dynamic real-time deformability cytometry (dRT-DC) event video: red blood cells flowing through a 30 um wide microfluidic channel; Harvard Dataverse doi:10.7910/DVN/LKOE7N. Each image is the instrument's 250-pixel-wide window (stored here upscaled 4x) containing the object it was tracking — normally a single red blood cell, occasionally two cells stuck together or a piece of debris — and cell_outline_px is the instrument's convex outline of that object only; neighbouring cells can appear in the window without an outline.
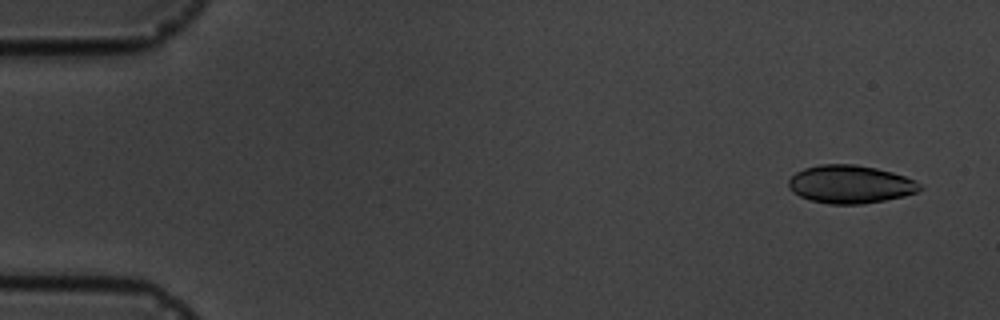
{"species": "common noctule bat (a hibernating species)", "species_latin": "Nyctalus noctula", "temperature_condition": "cold", "stored_images_in_passage": 6, "camera_frame_rate_fps": 3000, "um_per_image_px": 0.085, "animal": {"sex": "male", "body_mass_g": 19.5, "forearm_length_mm": 54.6}, "frame": {"image": 1, "passage_image": 1, "time_ms": 0.0, "image_size_px": [1000, 320], "cell_outline_px": [[924, 188], [916, 192], [904, 196], [884, 200], [860, 204], [828, 204], [812, 200], [800, 196], [792, 192], [788, 188], [788, 180], [796, 172], [804, 168], [820, 164], [856, 164], [876, 168], [892, 172], [916, 180]], "centroid_in_image_um": [72.27, 15.66], "position_along_channel_um": 12.7, "area_um2": 29.19}}
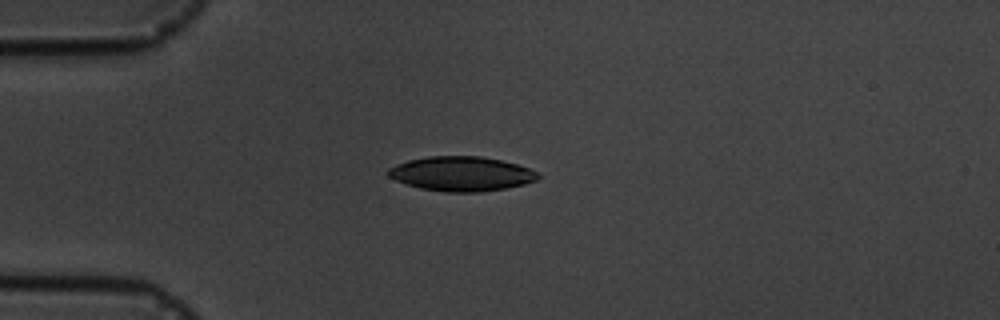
{"frame": {"image": 2, "passage_image": 4, "time_ms": 3.667, "image_size_px": [1000, 320], "cell_outline_px": [[540, 176], [536, 180], [524, 184], [504, 188], [480, 192], [444, 192], [420, 188], [396, 180], [388, 176], [388, 168], [396, 164], [408, 160], [428, 156], [480, 156], [500, 160], [516, 164], [528, 168], [536, 172]], "centroid_in_image_um": [39.19, 14.77], "position_along_channel_um": 45.8, "area_um2": 29.94}}
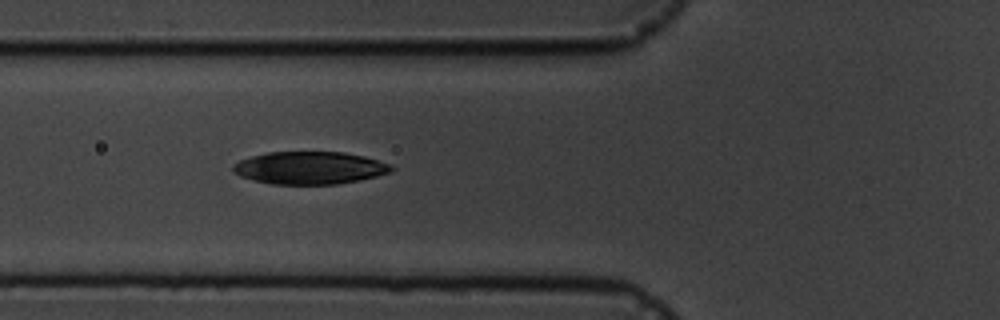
{"frame": {"image": 3, "passage_image": 6, "time_ms": 5.667, "image_size_px": [1000, 320], "cell_outline_px": [[396, 168], [392, 172], [360, 180], [336, 184], [272, 184], [252, 180], [240, 176], [232, 172], [232, 164], [240, 160], [252, 156], [268, 152], [344, 152], [364, 156], [392, 164]], "centroid_in_image_um": [26.34, 14.27], "position_along_channel_um": 99.5, "area_um2": 30.29}}